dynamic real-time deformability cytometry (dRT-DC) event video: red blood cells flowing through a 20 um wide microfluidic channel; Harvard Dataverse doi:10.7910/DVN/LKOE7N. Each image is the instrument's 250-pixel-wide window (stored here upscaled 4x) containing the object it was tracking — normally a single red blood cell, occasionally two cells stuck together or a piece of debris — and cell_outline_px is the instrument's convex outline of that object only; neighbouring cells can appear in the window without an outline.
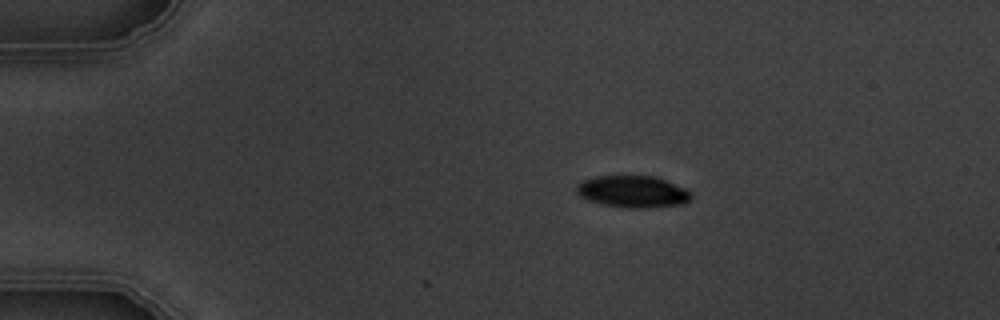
{"species": "common noctule bat (a hibernating species)", "species_latin": "Nyctalus noctula", "temperature_condition": "warm", "stored_images_in_passage": 5, "camera_frame_rate_fps": 3000, "um_per_image_px": 0.085, "animal": {"sex": "male", "body_mass_g": 19.5, "forearm_length_mm": 54.6}, "frame": {"image": 1, "passage_image": 2, "time_ms": 2.0, "image_size_px": [1000, 320], "cell_outline_px": [[692, 196], [684, 204], [652, 208], [628, 208], [604, 204], [588, 200], [580, 196], [576, 192], [576, 184], [584, 180], [596, 176], [656, 176], [684, 188], [692, 192]], "centroid_in_image_um": [53.8, 16.29], "position_along_channel_um": 31.2, "area_um2": 21.33}}
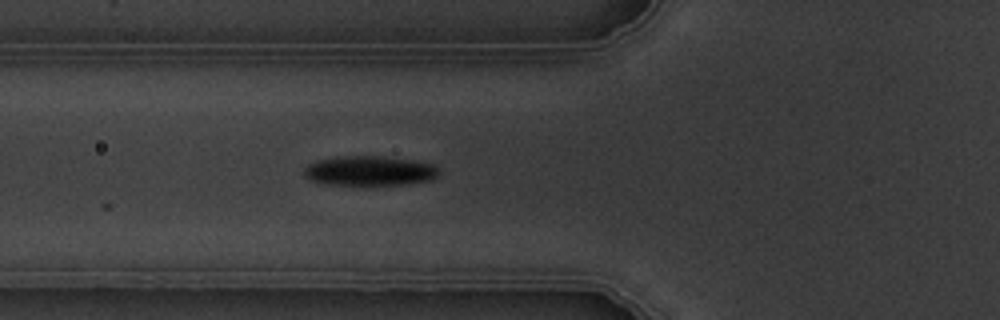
{"frame": {"image": 2, "passage_image": 5, "time_ms": 5.333, "image_size_px": [1000, 320], "cell_outline_px": [[440, 172], [432, 180], [400, 184], [328, 184], [312, 180], [304, 176], [304, 168], [308, 164], [316, 160], [344, 156], [380, 156], [412, 160], [436, 164], [440, 168]], "centroid_in_image_um": [31.45, 14.5], "position_along_channel_um": 94.4, "area_um2": 23.18}}